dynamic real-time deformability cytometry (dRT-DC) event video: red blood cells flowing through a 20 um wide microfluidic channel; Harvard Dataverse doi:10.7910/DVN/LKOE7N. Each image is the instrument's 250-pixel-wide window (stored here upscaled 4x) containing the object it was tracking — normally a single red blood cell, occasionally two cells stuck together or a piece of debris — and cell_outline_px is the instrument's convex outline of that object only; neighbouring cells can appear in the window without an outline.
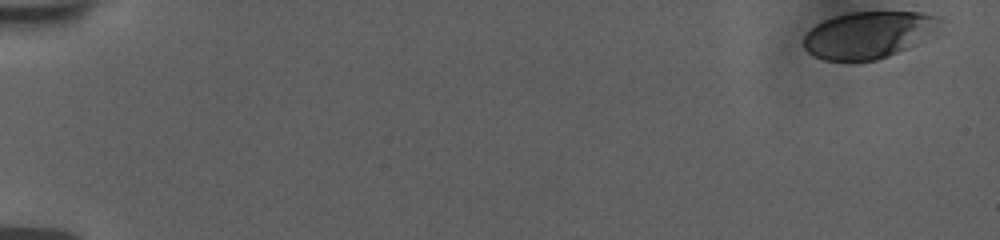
{"species": "human", "species_latin": "Homo sapiens", "temperature_condition": "room temperature", "stored_images_in_passage": 55, "camera_frame_rate_fps": 3000, "um_per_image_px": 0.085, "donor": {"sex": "female"}, "frame": {"image": 1, "passage_image": 1, "time_ms": 0.0, "image_size_px": [1000, 240], "cell_outline_px": [[940, 20], [904, 48], [888, 56], [876, 60], [824, 60], [808, 52], [804, 48], [804, 36], [816, 24], [824, 20], [848, 12], [920, 12], [940, 16]], "centroid_in_image_um": [73.64, 2.94], "position_along_channel_um": 11.4, "area_um2": 35.43}}
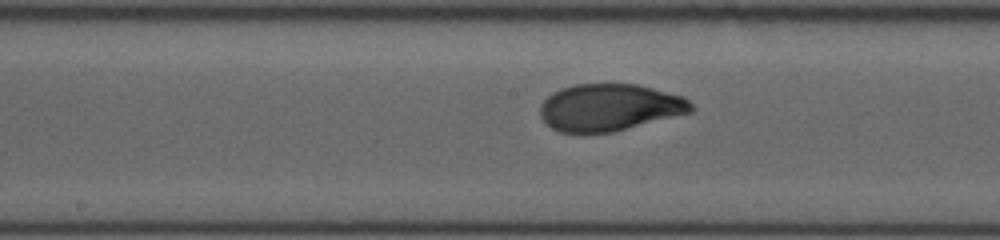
{"frame": {"image": 2, "passage_image": 30, "time_ms": 9.667, "image_size_px": [1000, 240], "cell_outline_px": [[696, 108], [692, 112], [612, 132], [560, 132], [544, 124], [540, 116], [540, 104], [552, 92], [560, 88], [576, 84], [636, 84], [684, 96]], "centroid_in_image_um": [51.79, 9.12], "position_along_channel_um": 196.4, "area_um2": 41.44}}
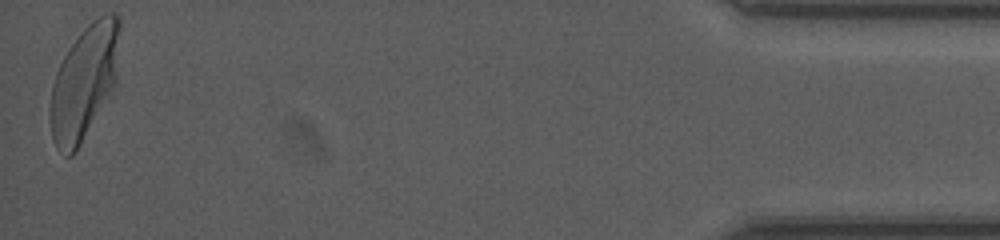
{"frame": {"image": 3, "passage_image": 55, "time_ms": 18.0, "image_size_px": [1000, 240], "cell_outline_px": [[120, 28], [116, 84], [112, 92], [76, 152], [72, 156], [64, 156], [56, 148], [52, 140], [48, 116], [48, 108], [52, 84], [56, 72], [68, 48], [80, 32], [92, 20], [104, 12], [116, 12], [120, 16]], "centroid_in_image_um": [7.15, 7.0], "position_along_channel_um": 428.1, "area_um2": 47.22}, "authors_computed_cell_mechanics": {"area_um2": 41.5004, "velocity_mm_per_s": 3.7243, "shape_relaxation_time_tau1_ms": 3.4031, "shape_relaxation_time_tau2_ms": null, "deformation_change_tau1": 0.1747, "deformation_change_tau2": null}}